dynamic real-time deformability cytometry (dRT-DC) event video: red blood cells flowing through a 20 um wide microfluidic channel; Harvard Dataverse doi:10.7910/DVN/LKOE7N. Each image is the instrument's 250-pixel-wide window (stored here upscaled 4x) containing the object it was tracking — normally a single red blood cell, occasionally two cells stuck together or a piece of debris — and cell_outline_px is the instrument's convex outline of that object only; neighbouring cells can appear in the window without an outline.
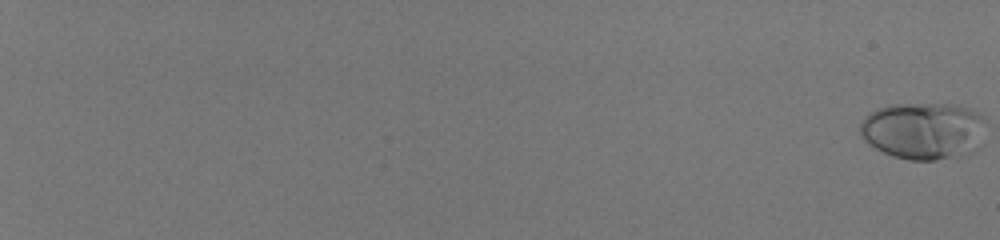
{"species": "human", "species_latin": "Homo sapiens", "temperature_condition": "room temperature", "stored_images_in_passage": 58, "camera_frame_rate_fps": 3000, "um_per_image_px": 0.085, "donor": {"sex": "male"}, "frame": {"image": 1, "passage_image": 1, "time_ms": 0.0, "image_size_px": [1000, 240], "cell_outline_px": [[984, 116], [976, 148], [972, 152], [964, 156], [936, 160], [908, 160], [892, 156], [876, 148], [864, 140], [860, 136], [860, 124], [864, 116], [876, 108], [888, 104], [956, 104], [972, 108]], "centroid_in_image_um": [78.44, 11.1], "position_along_channel_um": 6.6, "area_um2": 42.08}}
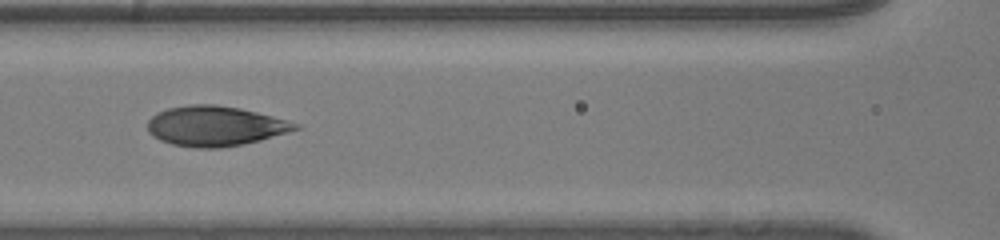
{"frame": {"image": 2, "passage_image": 34, "time_ms": 11.0, "image_size_px": [1000, 240], "cell_outline_px": [[300, 128], [288, 132], [260, 140], [244, 144], [220, 148], [196, 148], [172, 144], [160, 140], [152, 136], [148, 132], [148, 120], [156, 112], [168, 108], [192, 104], [216, 104], [240, 108], [272, 116], [300, 124]], "centroid_in_image_um": [18.26, 10.71], "position_along_channel_um": 148.3, "area_um2": 34.45}}
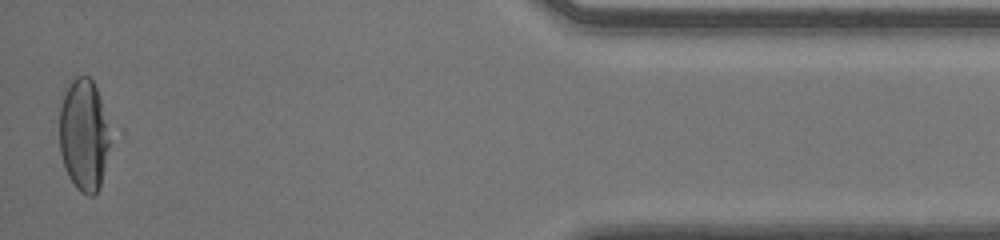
{"frame": {"image": 3, "passage_image": 58, "time_ms": 19.0, "image_size_px": [1000, 240], "cell_outline_px": [[112, 132], [100, 188], [92, 196], [88, 196], [80, 192], [76, 188], [68, 176], [60, 152], [60, 108], [64, 84], [76, 76], [88, 76], [92, 80], [96, 88]], "centroid_in_image_um": [7.12, 11.44], "position_along_channel_um": 428.1, "area_um2": 33.64}, "authors_computed_cell_mechanics": {"area_um2": 34.7089, "velocity_mm_per_s": 4.0983, "shape_relaxation_time_tau1_ms": 4.0602, "shape_relaxation_time_tau2_ms": null, "deformation_change_tau1": 0.1887, "deformation_change_tau2": null}}